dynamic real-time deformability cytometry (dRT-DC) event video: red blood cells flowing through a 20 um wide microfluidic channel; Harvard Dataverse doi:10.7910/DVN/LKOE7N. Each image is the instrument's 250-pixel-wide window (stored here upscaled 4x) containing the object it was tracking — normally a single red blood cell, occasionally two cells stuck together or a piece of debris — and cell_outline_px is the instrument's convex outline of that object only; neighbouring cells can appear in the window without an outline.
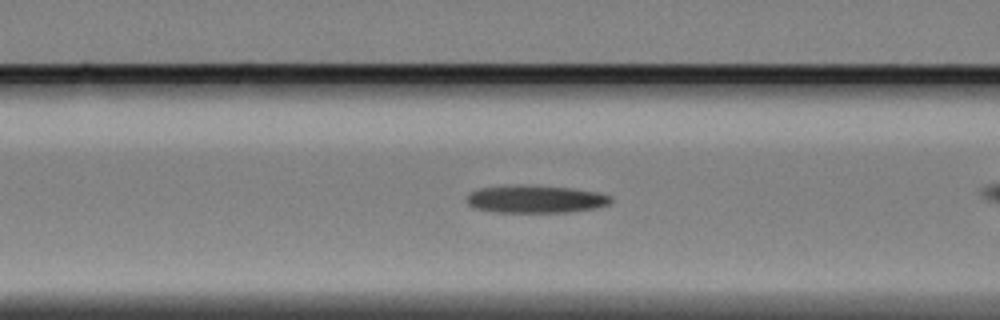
{"species": "Egyptian fruit bat (a non-hibernating species)", "species_latin": "Rousettus aegyptiacus", "temperature_condition": "cold", "stored_images_in_passage": 29, "camera_frame_rate_fps": 3000, "um_per_image_px": 0.085, "animal": {"sex": "female"}, "frame": {"image": 1, "passage_image": 5, "time_ms": 1.333, "image_size_px": [1000, 320], "cell_outline_px": [[612, 204], [600, 208], [568, 212], [492, 212], [472, 208], [464, 200], [468, 192], [476, 188], [508, 184], [532, 184], [572, 188], [600, 192], [612, 196]], "centroid_in_image_um": [45.49, 16.9], "position_along_channel_um": 121.1, "area_um2": 24.39}}
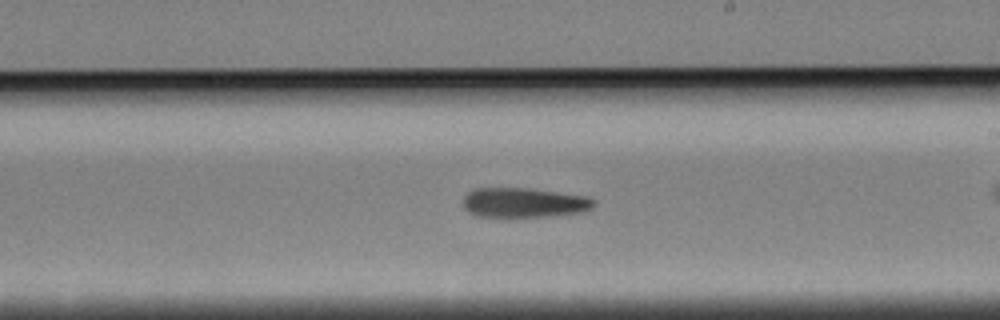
{"frame": {"image": 2, "passage_image": 16, "time_ms": 5.0, "image_size_px": [1000, 320], "cell_outline_px": [[596, 204], [592, 208], [584, 212], [552, 216], [476, 216], [468, 212], [460, 204], [464, 196], [472, 188], [528, 188], [588, 196], [596, 200]], "centroid_in_image_um": [44.53, 17.21], "position_along_channel_um": 244.5, "area_um2": 22.95}}
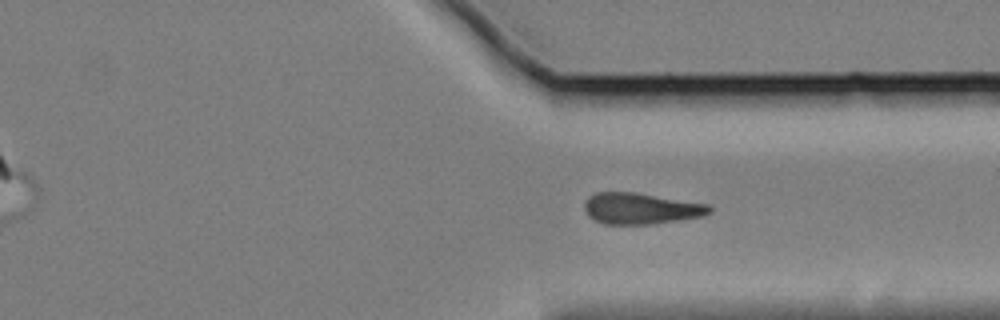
{"frame": {"image": 3, "passage_image": 26, "time_ms": 8.333, "image_size_px": [1000, 320], "cell_outline_px": [[712, 212], [704, 216], [656, 224], [604, 224], [588, 216], [584, 208], [584, 200], [588, 196], [596, 192], [632, 192], [708, 204], [712, 208]], "centroid_in_image_um": [54.46, 17.73], "position_along_channel_um": 356.9, "area_um2": 22.83}}